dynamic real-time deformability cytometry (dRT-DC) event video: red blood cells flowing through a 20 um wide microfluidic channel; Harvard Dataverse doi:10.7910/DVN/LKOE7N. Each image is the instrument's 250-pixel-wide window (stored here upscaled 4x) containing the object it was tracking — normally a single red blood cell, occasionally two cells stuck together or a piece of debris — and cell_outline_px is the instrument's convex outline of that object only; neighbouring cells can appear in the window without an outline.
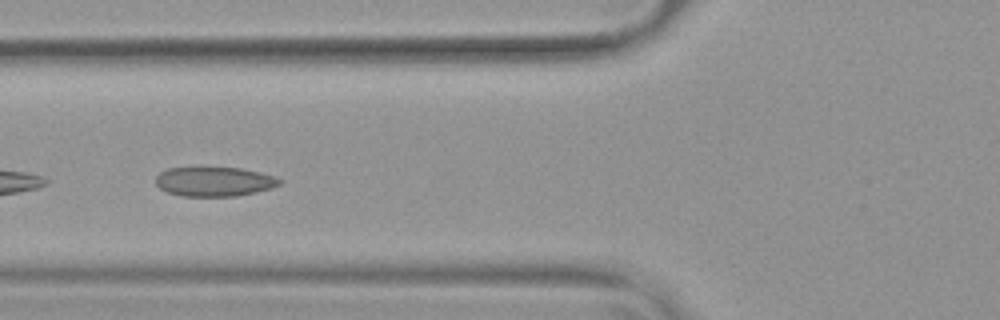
{"species": "common noctule bat (a hibernating species)", "species_latin": "Nyctalus noctula", "temperature_condition": "warm", "stored_images_in_passage": 13, "camera_frame_rate_fps": 3000, "um_per_image_px": 0.085, "animal": {"sex": "female", "body_mass_g": 19.9}, "frame": {"image": 1, "passage_image": 8, "time_ms": 2.333, "image_size_px": [1000, 320], "cell_outline_px": [[284, 180], [280, 184], [272, 188], [256, 192], [236, 196], [180, 196], [168, 192], [160, 188], [156, 184], [156, 176], [160, 172], [168, 168], [196, 164], [200, 164], [240, 168], [260, 172], [276, 176]], "centroid_in_image_um": [18.2, 15.38], "position_along_channel_um": 107.6, "area_um2": 22.37}}
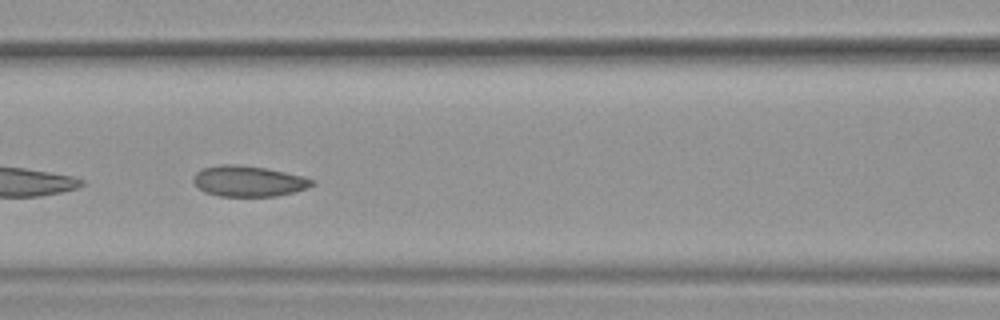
{"frame": {"image": 2, "passage_image": 11, "time_ms": 3.333, "image_size_px": [1000, 320], "cell_outline_px": [[316, 184], [308, 188], [276, 196], [220, 196], [204, 192], [192, 180], [196, 172], [204, 168], [220, 164], [236, 164], [264, 168], [304, 176], [316, 180]], "centroid_in_image_um": [21.15, 15.4], "position_along_channel_um": 145.4, "area_um2": 21.21}}